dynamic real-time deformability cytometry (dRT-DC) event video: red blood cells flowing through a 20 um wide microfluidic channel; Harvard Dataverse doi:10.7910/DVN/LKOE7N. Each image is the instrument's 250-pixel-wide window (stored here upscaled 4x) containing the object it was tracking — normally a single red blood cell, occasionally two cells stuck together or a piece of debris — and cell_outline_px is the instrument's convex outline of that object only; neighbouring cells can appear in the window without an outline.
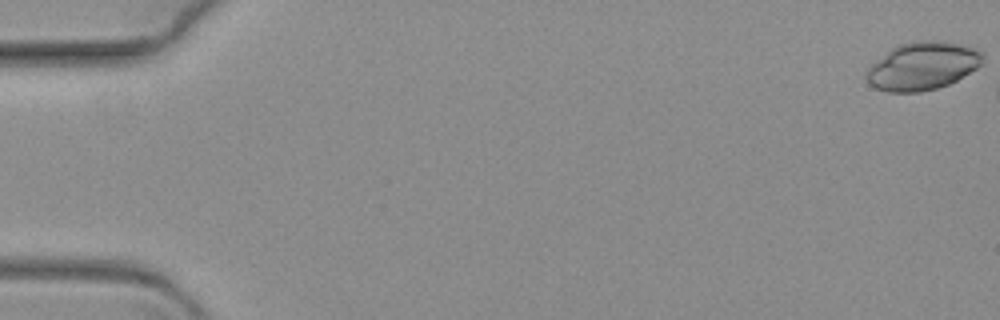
{"species": "common noctule bat (a hibernating species)", "species_latin": "Nyctalus noctula", "temperature_condition": "warm", "stored_images_in_passage": 9, "camera_frame_rate_fps": 3000, "um_per_image_px": 0.085, "animal": {"sex": "female", "body_mass_g": 19.3, "forearm_length_mm": 54.1}, "frame": {"image": 1, "passage_image": 1, "time_ms": 0.0, "image_size_px": [1000, 320], "cell_outline_px": [[984, 60], [976, 68], [956, 80], [948, 84], [936, 88], [920, 92], [888, 92], [876, 88], [868, 84], [864, 76], [864, 72], [876, 60], [892, 48], [900, 44], [912, 40], [936, 40], [960, 44], [976, 48], [984, 56]], "centroid_in_image_um": [78.38, 5.6], "position_along_channel_um": 6.6, "area_um2": 32.54}}